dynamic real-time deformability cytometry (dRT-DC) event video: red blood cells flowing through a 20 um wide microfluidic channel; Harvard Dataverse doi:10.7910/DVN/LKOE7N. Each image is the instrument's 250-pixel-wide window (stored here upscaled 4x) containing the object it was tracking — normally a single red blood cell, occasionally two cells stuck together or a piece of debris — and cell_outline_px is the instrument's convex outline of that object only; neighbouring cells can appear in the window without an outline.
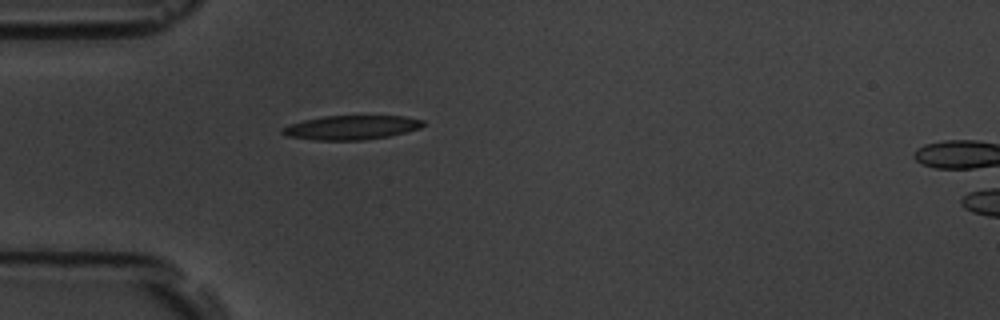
{"species": "common noctule bat (a hibernating species)", "species_latin": "Nyctalus noctula", "temperature_condition": "room temperature", "stored_images_in_passage": 2, "camera_frame_rate_fps": 3000, "um_per_image_px": 0.085, "animal": {"sex": "male", "body_mass_g": 19.5, "forearm_length_mm": 54.6}, "frame": {"image": 1, "passage_image": 1, "time_ms": 0.0, "image_size_px": [1000, 320], "cell_outline_px": [[424, 124], [420, 128], [388, 136], [364, 140], [316, 140], [288, 136], [280, 132], [280, 128], [288, 124], [304, 120], [324, 116], [404, 116], [424, 120]], "centroid_in_image_um": [29.83, 10.83], "position_along_channel_um": 55.2, "area_um2": 19.77}}